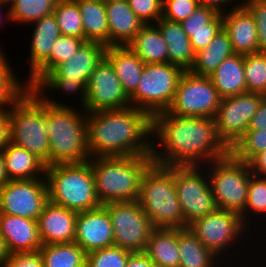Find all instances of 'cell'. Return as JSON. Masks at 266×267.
Segmentation results:
<instances>
[{"label":"cell","mask_w":266,"mask_h":267,"mask_svg":"<svg viewBox=\"0 0 266 267\" xmlns=\"http://www.w3.org/2000/svg\"><path fill=\"white\" fill-rule=\"evenodd\" d=\"M9 251L7 249L5 240L3 239V236L0 234V267L5 262V260L9 256Z\"/></svg>","instance_id":"54"},{"label":"cell","mask_w":266,"mask_h":267,"mask_svg":"<svg viewBox=\"0 0 266 267\" xmlns=\"http://www.w3.org/2000/svg\"><path fill=\"white\" fill-rule=\"evenodd\" d=\"M74 242L86 253L114 245L111 217L103 205L93 210L78 212Z\"/></svg>","instance_id":"18"},{"label":"cell","mask_w":266,"mask_h":267,"mask_svg":"<svg viewBox=\"0 0 266 267\" xmlns=\"http://www.w3.org/2000/svg\"><path fill=\"white\" fill-rule=\"evenodd\" d=\"M137 17L146 24H155L162 18L163 0H127Z\"/></svg>","instance_id":"44"},{"label":"cell","mask_w":266,"mask_h":267,"mask_svg":"<svg viewBox=\"0 0 266 267\" xmlns=\"http://www.w3.org/2000/svg\"><path fill=\"white\" fill-rule=\"evenodd\" d=\"M44 267H81L86 252L75 242L46 244L40 249Z\"/></svg>","instance_id":"34"},{"label":"cell","mask_w":266,"mask_h":267,"mask_svg":"<svg viewBox=\"0 0 266 267\" xmlns=\"http://www.w3.org/2000/svg\"><path fill=\"white\" fill-rule=\"evenodd\" d=\"M105 57L113 65L124 92L130 97L137 89L145 63L128 46H109Z\"/></svg>","instance_id":"25"},{"label":"cell","mask_w":266,"mask_h":267,"mask_svg":"<svg viewBox=\"0 0 266 267\" xmlns=\"http://www.w3.org/2000/svg\"><path fill=\"white\" fill-rule=\"evenodd\" d=\"M250 217L252 218L250 219ZM265 217H266V177H260L251 174L248 185L247 202L244 208V212L241 214V218L244 224L251 230L252 228L257 226L258 221L262 220L261 223H263L264 222L263 218ZM253 220L256 222V224L254 225H252V223L254 222Z\"/></svg>","instance_id":"36"},{"label":"cell","mask_w":266,"mask_h":267,"mask_svg":"<svg viewBox=\"0 0 266 267\" xmlns=\"http://www.w3.org/2000/svg\"><path fill=\"white\" fill-rule=\"evenodd\" d=\"M221 100L210 77L185 71L167 112L181 117L214 118Z\"/></svg>","instance_id":"13"},{"label":"cell","mask_w":266,"mask_h":267,"mask_svg":"<svg viewBox=\"0 0 266 267\" xmlns=\"http://www.w3.org/2000/svg\"><path fill=\"white\" fill-rule=\"evenodd\" d=\"M77 215L73 210L48 201L37 220L42 244L74 242Z\"/></svg>","instance_id":"19"},{"label":"cell","mask_w":266,"mask_h":267,"mask_svg":"<svg viewBox=\"0 0 266 267\" xmlns=\"http://www.w3.org/2000/svg\"><path fill=\"white\" fill-rule=\"evenodd\" d=\"M9 181L45 177L46 165L35 155L10 140L2 150Z\"/></svg>","instance_id":"26"},{"label":"cell","mask_w":266,"mask_h":267,"mask_svg":"<svg viewBox=\"0 0 266 267\" xmlns=\"http://www.w3.org/2000/svg\"><path fill=\"white\" fill-rule=\"evenodd\" d=\"M7 181L9 180L6 173L5 159L3 152L0 151V186H3Z\"/></svg>","instance_id":"53"},{"label":"cell","mask_w":266,"mask_h":267,"mask_svg":"<svg viewBox=\"0 0 266 267\" xmlns=\"http://www.w3.org/2000/svg\"><path fill=\"white\" fill-rule=\"evenodd\" d=\"M0 1L10 6V4H11L14 0H0Z\"/></svg>","instance_id":"56"},{"label":"cell","mask_w":266,"mask_h":267,"mask_svg":"<svg viewBox=\"0 0 266 267\" xmlns=\"http://www.w3.org/2000/svg\"><path fill=\"white\" fill-rule=\"evenodd\" d=\"M48 201L45 177L7 181L0 186V214L38 220Z\"/></svg>","instance_id":"16"},{"label":"cell","mask_w":266,"mask_h":267,"mask_svg":"<svg viewBox=\"0 0 266 267\" xmlns=\"http://www.w3.org/2000/svg\"><path fill=\"white\" fill-rule=\"evenodd\" d=\"M198 7L197 0H163L162 18L171 22L181 23Z\"/></svg>","instance_id":"43"},{"label":"cell","mask_w":266,"mask_h":267,"mask_svg":"<svg viewBox=\"0 0 266 267\" xmlns=\"http://www.w3.org/2000/svg\"><path fill=\"white\" fill-rule=\"evenodd\" d=\"M223 28L228 33L234 53L247 55L258 53V33L255 20L241 4L222 14Z\"/></svg>","instance_id":"20"},{"label":"cell","mask_w":266,"mask_h":267,"mask_svg":"<svg viewBox=\"0 0 266 267\" xmlns=\"http://www.w3.org/2000/svg\"><path fill=\"white\" fill-rule=\"evenodd\" d=\"M46 108L49 136V166L89 161L87 112L71 104H63L48 95H39ZM80 110V111H79Z\"/></svg>","instance_id":"3"},{"label":"cell","mask_w":266,"mask_h":267,"mask_svg":"<svg viewBox=\"0 0 266 267\" xmlns=\"http://www.w3.org/2000/svg\"><path fill=\"white\" fill-rule=\"evenodd\" d=\"M248 164L252 175L266 177V150L254 156Z\"/></svg>","instance_id":"50"},{"label":"cell","mask_w":266,"mask_h":267,"mask_svg":"<svg viewBox=\"0 0 266 267\" xmlns=\"http://www.w3.org/2000/svg\"><path fill=\"white\" fill-rule=\"evenodd\" d=\"M174 180L187 227L218 209L205 165L174 166Z\"/></svg>","instance_id":"12"},{"label":"cell","mask_w":266,"mask_h":267,"mask_svg":"<svg viewBox=\"0 0 266 267\" xmlns=\"http://www.w3.org/2000/svg\"><path fill=\"white\" fill-rule=\"evenodd\" d=\"M266 150V128L247 130L230 149V154L241 162L248 163L254 156Z\"/></svg>","instance_id":"40"},{"label":"cell","mask_w":266,"mask_h":267,"mask_svg":"<svg viewBox=\"0 0 266 267\" xmlns=\"http://www.w3.org/2000/svg\"><path fill=\"white\" fill-rule=\"evenodd\" d=\"M188 227L202 244L223 262H226V260L231 261L232 259L230 257L233 255L236 256V253L246 252L244 250L245 246L241 245L243 243L242 241H245L246 238H251L248 235L250 229L244 224L241 215L227 210L217 209L215 212L195 220ZM246 233L249 237H247ZM235 245L240 250L243 248L240 253ZM228 253H231L229 257Z\"/></svg>","instance_id":"9"},{"label":"cell","mask_w":266,"mask_h":267,"mask_svg":"<svg viewBox=\"0 0 266 267\" xmlns=\"http://www.w3.org/2000/svg\"><path fill=\"white\" fill-rule=\"evenodd\" d=\"M144 253L157 267H179L178 228H155Z\"/></svg>","instance_id":"29"},{"label":"cell","mask_w":266,"mask_h":267,"mask_svg":"<svg viewBox=\"0 0 266 267\" xmlns=\"http://www.w3.org/2000/svg\"><path fill=\"white\" fill-rule=\"evenodd\" d=\"M1 267H44L40 250L10 253Z\"/></svg>","instance_id":"46"},{"label":"cell","mask_w":266,"mask_h":267,"mask_svg":"<svg viewBox=\"0 0 266 267\" xmlns=\"http://www.w3.org/2000/svg\"><path fill=\"white\" fill-rule=\"evenodd\" d=\"M184 72L179 66L170 63L145 64L138 87L129 97L131 105L152 117L167 111Z\"/></svg>","instance_id":"11"},{"label":"cell","mask_w":266,"mask_h":267,"mask_svg":"<svg viewBox=\"0 0 266 267\" xmlns=\"http://www.w3.org/2000/svg\"><path fill=\"white\" fill-rule=\"evenodd\" d=\"M152 133L153 117L132 105L87 112L90 158L151 156Z\"/></svg>","instance_id":"2"},{"label":"cell","mask_w":266,"mask_h":267,"mask_svg":"<svg viewBox=\"0 0 266 267\" xmlns=\"http://www.w3.org/2000/svg\"><path fill=\"white\" fill-rule=\"evenodd\" d=\"M45 180L50 202L75 212L102 206L97 197L89 161L46 167Z\"/></svg>","instance_id":"6"},{"label":"cell","mask_w":266,"mask_h":267,"mask_svg":"<svg viewBox=\"0 0 266 267\" xmlns=\"http://www.w3.org/2000/svg\"><path fill=\"white\" fill-rule=\"evenodd\" d=\"M178 248L180 256L179 267H225L227 264L229 267L230 265L233 267L232 264L236 263L234 259L239 257L232 258L233 262L230 265L229 262H223L202 244L189 227L178 228ZM238 264L241 265L238 262L235 266L239 267Z\"/></svg>","instance_id":"24"},{"label":"cell","mask_w":266,"mask_h":267,"mask_svg":"<svg viewBox=\"0 0 266 267\" xmlns=\"http://www.w3.org/2000/svg\"><path fill=\"white\" fill-rule=\"evenodd\" d=\"M205 166L218 209L241 215L248 196L251 175L249 164L236 160L229 154Z\"/></svg>","instance_id":"10"},{"label":"cell","mask_w":266,"mask_h":267,"mask_svg":"<svg viewBox=\"0 0 266 267\" xmlns=\"http://www.w3.org/2000/svg\"><path fill=\"white\" fill-rule=\"evenodd\" d=\"M155 25L168 44V63L189 71L194 63L195 53L182 24L161 18Z\"/></svg>","instance_id":"27"},{"label":"cell","mask_w":266,"mask_h":267,"mask_svg":"<svg viewBox=\"0 0 266 267\" xmlns=\"http://www.w3.org/2000/svg\"><path fill=\"white\" fill-rule=\"evenodd\" d=\"M0 234L9 253L36 251L43 246L37 220L0 214Z\"/></svg>","instance_id":"21"},{"label":"cell","mask_w":266,"mask_h":267,"mask_svg":"<svg viewBox=\"0 0 266 267\" xmlns=\"http://www.w3.org/2000/svg\"><path fill=\"white\" fill-rule=\"evenodd\" d=\"M218 13L209 7L199 6L187 19L181 22L184 30L209 29V22Z\"/></svg>","instance_id":"47"},{"label":"cell","mask_w":266,"mask_h":267,"mask_svg":"<svg viewBox=\"0 0 266 267\" xmlns=\"http://www.w3.org/2000/svg\"><path fill=\"white\" fill-rule=\"evenodd\" d=\"M85 39L61 35L50 50L49 58L26 80L33 88L48 72L57 65L69 60L77 52Z\"/></svg>","instance_id":"33"},{"label":"cell","mask_w":266,"mask_h":267,"mask_svg":"<svg viewBox=\"0 0 266 267\" xmlns=\"http://www.w3.org/2000/svg\"><path fill=\"white\" fill-rule=\"evenodd\" d=\"M86 112L120 109L131 105L111 62L104 57L90 75L86 86Z\"/></svg>","instance_id":"17"},{"label":"cell","mask_w":266,"mask_h":267,"mask_svg":"<svg viewBox=\"0 0 266 267\" xmlns=\"http://www.w3.org/2000/svg\"><path fill=\"white\" fill-rule=\"evenodd\" d=\"M9 141V112L0 111V151Z\"/></svg>","instance_id":"52"},{"label":"cell","mask_w":266,"mask_h":267,"mask_svg":"<svg viewBox=\"0 0 266 267\" xmlns=\"http://www.w3.org/2000/svg\"><path fill=\"white\" fill-rule=\"evenodd\" d=\"M3 7L6 8V7H9V5H7V4H5V3H3V2L0 1V24L4 22V19L5 18H7V21L8 20L11 21V19H10V13H9V8L6 10L7 12L5 13V15H3L2 14V11H1V9H3ZM3 16H5V17H3ZM2 17L4 18L3 20H2Z\"/></svg>","instance_id":"55"},{"label":"cell","mask_w":266,"mask_h":267,"mask_svg":"<svg viewBox=\"0 0 266 267\" xmlns=\"http://www.w3.org/2000/svg\"><path fill=\"white\" fill-rule=\"evenodd\" d=\"M32 24L34 30L29 45L28 78L49 58L52 45L62 35L54 13L43 16Z\"/></svg>","instance_id":"23"},{"label":"cell","mask_w":266,"mask_h":267,"mask_svg":"<svg viewBox=\"0 0 266 267\" xmlns=\"http://www.w3.org/2000/svg\"><path fill=\"white\" fill-rule=\"evenodd\" d=\"M242 4L255 20L259 52L266 53V0H242Z\"/></svg>","instance_id":"45"},{"label":"cell","mask_w":266,"mask_h":267,"mask_svg":"<svg viewBox=\"0 0 266 267\" xmlns=\"http://www.w3.org/2000/svg\"><path fill=\"white\" fill-rule=\"evenodd\" d=\"M233 54L229 35L222 27L207 47L195 53L194 63L189 72L209 77L223 60Z\"/></svg>","instance_id":"31"},{"label":"cell","mask_w":266,"mask_h":267,"mask_svg":"<svg viewBox=\"0 0 266 267\" xmlns=\"http://www.w3.org/2000/svg\"><path fill=\"white\" fill-rule=\"evenodd\" d=\"M104 3H108V2H116V1H123V0H102Z\"/></svg>","instance_id":"57"},{"label":"cell","mask_w":266,"mask_h":267,"mask_svg":"<svg viewBox=\"0 0 266 267\" xmlns=\"http://www.w3.org/2000/svg\"><path fill=\"white\" fill-rule=\"evenodd\" d=\"M58 0H14L9 6L11 22L31 24L54 12Z\"/></svg>","instance_id":"37"},{"label":"cell","mask_w":266,"mask_h":267,"mask_svg":"<svg viewBox=\"0 0 266 267\" xmlns=\"http://www.w3.org/2000/svg\"><path fill=\"white\" fill-rule=\"evenodd\" d=\"M132 251L118 246L94 250L86 254L87 267H126Z\"/></svg>","instance_id":"41"},{"label":"cell","mask_w":266,"mask_h":267,"mask_svg":"<svg viewBox=\"0 0 266 267\" xmlns=\"http://www.w3.org/2000/svg\"><path fill=\"white\" fill-rule=\"evenodd\" d=\"M152 139L153 163L163 166H204L230 154L217 134L214 118L157 113Z\"/></svg>","instance_id":"1"},{"label":"cell","mask_w":266,"mask_h":267,"mask_svg":"<svg viewBox=\"0 0 266 267\" xmlns=\"http://www.w3.org/2000/svg\"><path fill=\"white\" fill-rule=\"evenodd\" d=\"M223 27V17L218 13L210 22L209 29L184 30L190 39L194 53L207 47Z\"/></svg>","instance_id":"42"},{"label":"cell","mask_w":266,"mask_h":267,"mask_svg":"<svg viewBox=\"0 0 266 267\" xmlns=\"http://www.w3.org/2000/svg\"><path fill=\"white\" fill-rule=\"evenodd\" d=\"M266 128V95L263 96L257 112L251 118L248 130H261Z\"/></svg>","instance_id":"49"},{"label":"cell","mask_w":266,"mask_h":267,"mask_svg":"<svg viewBox=\"0 0 266 267\" xmlns=\"http://www.w3.org/2000/svg\"><path fill=\"white\" fill-rule=\"evenodd\" d=\"M53 13L62 35L84 39L82 18L75 0H58Z\"/></svg>","instance_id":"38"},{"label":"cell","mask_w":266,"mask_h":267,"mask_svg":"<svg viewBox=\"0 0 266 267\" xmlns=\"http://www.w3.org/2000/svg\"><path fill=\"white\" fill-rule=\"evenodd\" d=\"M105 44L85 41L73 57L48 72L32 89L38 95H50L55 90L63 95L74 94L79 108L84 110L87 101L86 86L96 65L105 57ZM50 89V90H48ZM45 90V91H44ZM48 92L45 93V92ZM79 95V99H78Z\"/></svg>","instance_id":"7"},{"label":"cell","mask_w":266,"mask_h":267,"mask_svg":"<svg viewBox=\"0 0 266 267\" xmlns=\"http://www.w3.org/2000/svg\"><path fill=\"white\" fill-rule=\"evenodd\" d=\"M209 77L222 98L247 93L244 55L229 56Z\"/></svg>","instance_id":"28"},{"label":"cell","mask_w":266,"mask_h":267,"mask_svg":"<svg viewBox=\"0 0 266 267\" xmlns=\"http://www.w3.org/2000/svg\"><path fill=\"white\" fill-rule=\"evenodd\" d=\"M9 140L49 166L44 100L30 88L9 110Z\"/></svg>","instance_id":"8"},{"label":"cell","mask_w":266,"mask_h":267,"mask_svg":"<svg viewBox=\"0 0 266 267\" xmlns=\"http://www.w3.org/2000/svg\"><path fill=\"white\" fill-rule=\"evenodd\" d=\"M80 10L84 39L108 47V20L102 0H75Z\"/></svg>","instance_id":"32"},{"label":"cell","mask_w":266,"mask_h":267,"mask_svg":"<svg viewBox=\"0 0 266 267\" xmlns=\"http://www.w3.org/2000/svg\"><path fill=\"white\" fill-rule=\"evenodd\" d=\"M126 267H157V265L144 252H132Z\"/></svg>","instance_id":"51"},{"label":"cell","mask_w":266,"mask_h":267,"mask_svg":"<svg viewBox=\"0 0 266 267\" xmlns=\"http://www.w3.org/2000/svg\"><path fill=\"white\" fill-rule=\"evenodd\" d=\"M263 96L247 92L222 98L214 120L218 136L229 149L248 130L251 118L257 112Z\"/></svg>","instance_id":"15"},{"label":"cell","mask_w":266,"mask_h":267,"mask_svg":"<svg viewBox=\"0 0 266 267\" xmlns=\"http://www.w3.org/2000/svg\"><path fill=\"white\" fill-rule=\"evenodd\" d=\"M197 1L199 3V6L212 8L217 13L221 14L226 13L227 11H229V9L231 10V8L232 9L237 8L242 4L241 2L242 0H197ZM228 6L231 8H229Z\"/></svg>","instance_id":"48"},{"label":"cell","mask_w":266,"mask_h":267,"mask_svg":"<svg viewBox=\"0 0 266 267\" xmlns=\"http://www.w3.org/2000/svg\"><path fill=\"white\" fill-rule=\"evenodd\" d=\"M110 214L114 245L132 252H144L155 229L138 200L103 205Z\"/></svg>","instance_id":"14"},{"label":"cell","mask_w":266,"mask_h":267,"mask_svg":"<svg viewBox=\"0 0 266 267\" xmlns=\"http://www.w3.org/2000/svg\"><path fill=\"white\" fill-rule=\"evenodd\" d=\"M97 197L101 205L139 199L144 172L151 156L93 157L89 159Z\"/></svg>","instance_id":"4"},{"label":"cell","mask_w":266,"mask_h":267,"mask_svg":"<svg viewBox=\"0 0 266 267\" xmlns=\"http://www.w3.org/2000/svg\"><path fill=\"white\" fill-rule=\"evenodd\" d=\"M247 92L266 95V53L244 55Z\"/></svg>","instance_id":"39"},{"label":"cell","mask_w":266,"mask_h":267,"mask_svg":"<svg viewBox=\"0 0 266 267\" xmlns=\"http://www.w3.org/2000/svg\"><path fill=\"white\" fill-rule=\"evenodd\" d=\"M108 20V47L128 45L145 25L127 0L105 3Z\"/></svg>","instance_id":"22"},{"label":"cell","mask_w":266,"mask_h":267,"mask_svg":"<svg viewBox=\"0 0 266 267\" xmlns=\"http://www.w3.org/2000/svg\"><path fill=\"white\" fill-rule=\"evenodd\" d=\"M138 201L155 228H187L176 193L174 166L152 163L143 174Z\"/></svg>","instance_id":"5"},{"label":"cell","mask_w":266,"mask_h":267,"mask_svg":"<svg viewBox=\"0 0 266 267\" xmlns=\"http://www.w3.org/2000/svg\"><path fill=\"white\" fill-rule=\"evenodd\" d=\"M128 46L145 63H168V44L155 24H146Z\"/></svg>","instance_id":"30"},{"label":"cell","mask_w":266,"mask_h":267,"mask_svg":"<svg viewBox=\"0 0 266 267\" xmlns=\"http://www.w3.org/2000/svg\"><path fill=\"white\" fill-rule=\"evenodd\" d=\"M0 47V111H8L29 89L27 81L21 82ZM14 71V72H13ZM16 75V76H15Z\"/></svg>","instance_id":"35"}]
</instances>
